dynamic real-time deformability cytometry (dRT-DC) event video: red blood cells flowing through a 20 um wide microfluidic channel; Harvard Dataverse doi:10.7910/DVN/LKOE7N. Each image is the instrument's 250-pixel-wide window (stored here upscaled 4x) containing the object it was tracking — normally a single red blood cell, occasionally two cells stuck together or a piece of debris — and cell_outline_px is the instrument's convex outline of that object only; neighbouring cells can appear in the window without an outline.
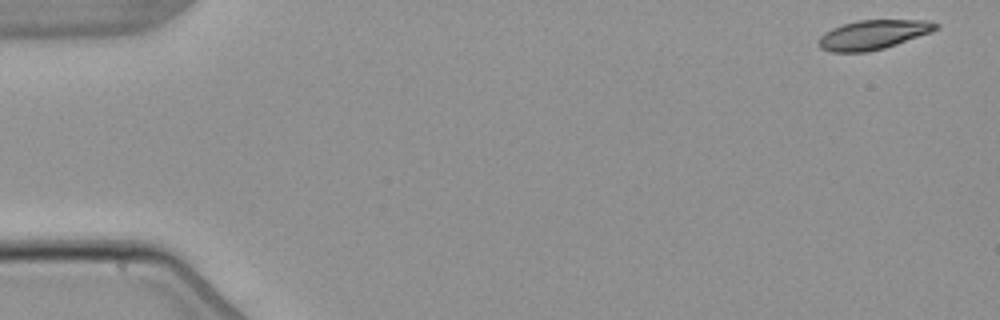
{"species": "common noctule bat (a hibernating species)", "species_latin": "Nyctalus noctula", "temperature_condition": "warm", "stored_images_in_passage": 4, "camera_frame_rate_fps": 3000, "um_per_image_px": 0.085, "animal": {"sex": "male", "body_mass_g": 21.5, "forearm_length_mm": 52.0}, "frame": {"image": 1, "passage_image": 1, "time_ms": 0.0, "image_size_px": [1000, 320], "cell_outline_px": [[940, 24], [932, 32], [884, 48], [868, 52], [832, 52], [820, 48], [816, 44], [820, 36], [824, 32], [832, 28], [856, 20], [924, 20]], "centroid_in_image_um": [74.17, 2.95], "position_along_channel_um": 10.8, "area_um2": 20.06}}